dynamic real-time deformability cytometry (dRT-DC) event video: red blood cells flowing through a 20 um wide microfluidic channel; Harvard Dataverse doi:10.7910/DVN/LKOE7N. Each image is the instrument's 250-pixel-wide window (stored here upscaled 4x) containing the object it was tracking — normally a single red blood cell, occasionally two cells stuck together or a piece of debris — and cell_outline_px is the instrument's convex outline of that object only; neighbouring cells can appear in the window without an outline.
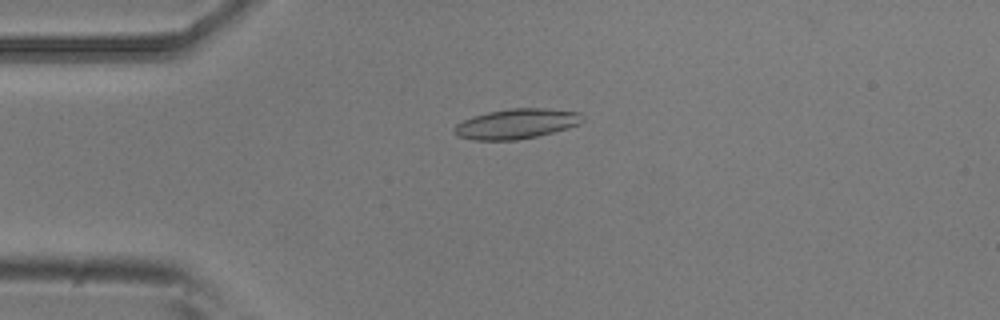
{"species": "common noctule bat (a hibernating species)", "species_latin": "Nyctalus noctula", "temperature_condition": "room temperature", "stored_images_in_passage": 5, "camera_frame_rate_fps": 3000, "um_per_image_px": 0.085, "animal": {"sex": "male", "body_mass_g": 20.5, "forearm_length_mm": 52.5}, "frame": {"image": 1, "passage_image": 4, "time_ms": 1.0, "image_size_px": [1000, 320], "cell_outline_px": [[584, 120], [580, 124], [568, 128], [536, 136], [516, 140], [476, 140], [460, 136], [452, 132], [452, 128], [456, 124], [472, 116], [488, 112], [508, 108], [548, 108], [580, 112], [584, 116]], "centroid_in_image_um": [43.91, 10.51], "position_along_channel_um": 41.1, "area_um2": 22.54}}